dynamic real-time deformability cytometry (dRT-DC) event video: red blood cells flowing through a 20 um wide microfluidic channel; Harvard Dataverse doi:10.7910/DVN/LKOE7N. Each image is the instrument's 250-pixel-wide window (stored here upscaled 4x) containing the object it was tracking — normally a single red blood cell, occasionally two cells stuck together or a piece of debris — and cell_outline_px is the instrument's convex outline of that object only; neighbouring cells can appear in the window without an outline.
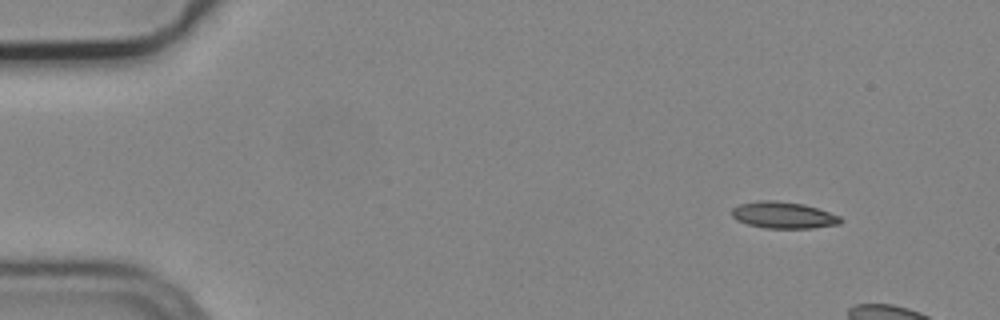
{"species": "common noctule bat (a hibernating species)", "species_latin": "Nyctalus noctula", "temperature_condition": "cold", "stored_images_in_passage": 3, "camera_frame_rate_fps": 3000, "um_per_image_px": 0.085, "animal": {"sex": "male", "body_mass_g": 19.2, "forearm_length_mm": 51.8}, "frame": {"image": 1, "passage_image": 1, "time_ms": 0.0, "image_size_px": [1000, 320], "cell_outline_px": [[844, 220], [840, 224], [812, 228], [764, 228], [748, 224], [736, 220], [732, 216], [732, 208], [740, 204], [756, 200], [776, 200], [804, 204], [840, 216]], "centroid_in_image_um": [66.58, 18.28], "position_along_channel_um": 18.4, "area_um2": 16.94}}